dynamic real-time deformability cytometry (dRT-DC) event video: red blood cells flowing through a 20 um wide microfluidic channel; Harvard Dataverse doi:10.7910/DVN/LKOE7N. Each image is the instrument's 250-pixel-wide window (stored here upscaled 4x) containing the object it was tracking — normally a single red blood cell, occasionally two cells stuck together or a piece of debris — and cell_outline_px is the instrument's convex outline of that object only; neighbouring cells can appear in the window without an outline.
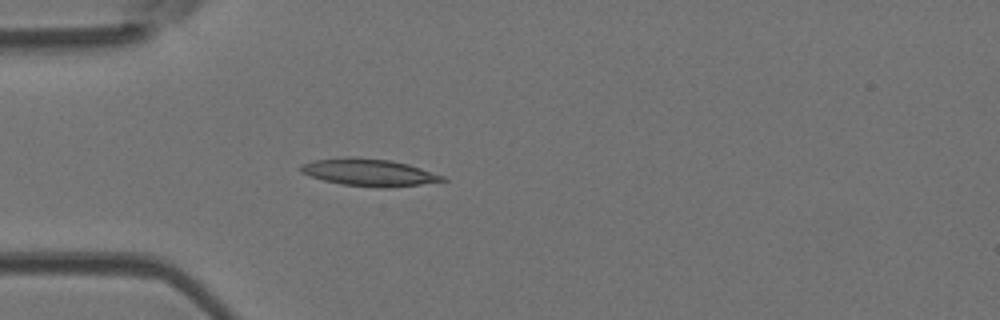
{"species": "Egyptian fruit bat (a non-hibernating species)", "species_latin": "Rousettus aegyptiacus", "temperature_condition": "room temperature", "stored_images_in_passage": 52, "camera_frame_rate_fps": 3000, "um_per_image_px": 0.085, "animal": {"sex": "female"}, "frame": {"image": 1, "passage_image": 15, "time_ms": 4.667, "image_size_px": [1000, 320], "cell_outline_px": [[448, 180], [420, 184], [388, 188], [376, 188], [340, 184], [308, 176], [300, 172], [300, 164], [312, 160], [352, 156], [392, 160], [408, 164], [444, 176]], "centroid_in_image_um": [31.31, 14.65], "position_along_channel_um": 53.7, "area_um2": 22.72}}
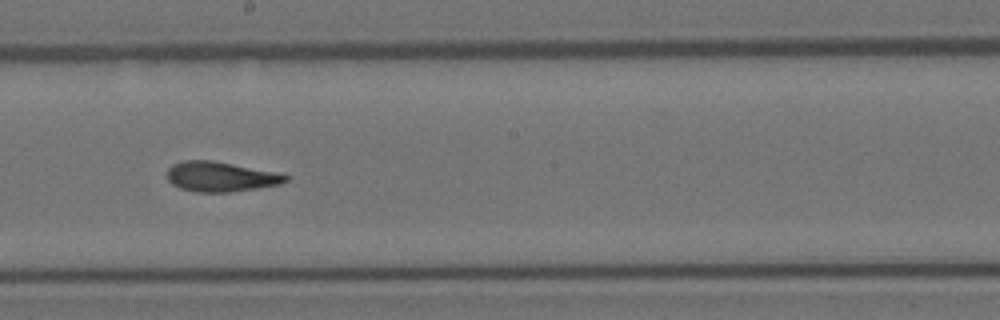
{"frame": {"image": 2, "passage_image": 29, "time_ms": 9.333, "image_size_px": [1000, 320], "cell_outline_px": [[288, 180], [280, 184], [232, 192], [196, 192], [180, 188], [172, 184], [168, 180], [168, 168], [172, 164], [184, 160], [212, 160], [284, 172], [288, 176]], "centroid_in_image_um": [18.81, 15.0], "position_along_channel_um": 229.4, "area_um2": 21.04}}
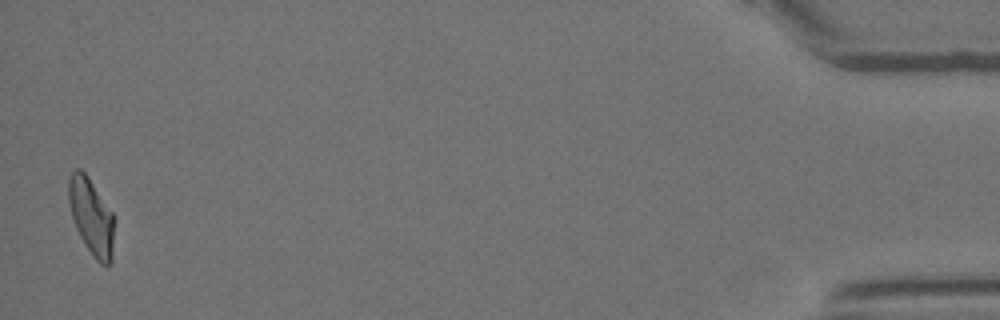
{"frame": {"image": 3, "passage_image": 51, "time_ms": 16.667, "image_size_px": [1000, 320], "cell_outline_px": [[112, 260], [108, 264], [100, 264], [96, 260], [84, 244], [76, 228], [68, 204], [68, 176], [76, 168], [80, 168], [88, 176], [112, 212]], "centroid_in_image_um": [7.72, 18.37], "position_along_channel_um": 427.5, "area_um2": 20.0}, "authors_computed_cell_mechanics": {"area_um2": 20.8658, "velocity_mm_per_s": 3.9338, "shape_relaxation_time_tau1_ms": 10.7456, "shape_relaxation_time_tau2_ms": 1.5863, "deformation_change_tau1": 0.2723, "deformation_change_tau2": 0.0844}}